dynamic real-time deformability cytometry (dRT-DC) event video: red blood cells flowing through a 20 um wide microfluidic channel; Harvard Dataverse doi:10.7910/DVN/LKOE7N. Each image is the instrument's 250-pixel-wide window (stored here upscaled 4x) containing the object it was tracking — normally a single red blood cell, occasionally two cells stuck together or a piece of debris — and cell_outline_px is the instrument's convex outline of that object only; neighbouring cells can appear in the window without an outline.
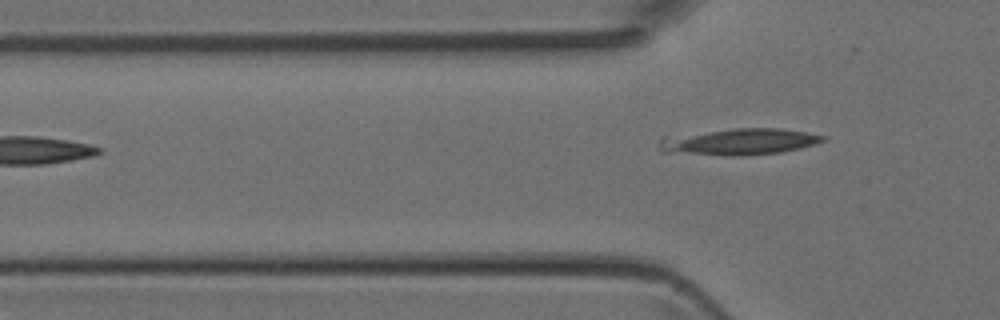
{"species": "Egyptian fruit bat (a non-hibernating species)", "species_latin": "Rousettus aegyptiacus", "temperature_condition": "room temperature", "stored_images_in_passage": 2, "camera_frame_rate_fps": 3000, "um_per_image_px": 0.085, "animal": {"sex": "female"}, "frame": {"image": 1, "passage_image": 2, "time_ms": 0.333, "image_size_px": [1000, 320], "cell_outline_px": [[828, 140], [816, 144], [800, 148], [780, 152], [744, 156], [724, 156], [660, 152], [660, 136], [736, 128], [780, 128], [828, 136]], "centroid_in_image_um": [62.81, 12.05], "position_along_channel_um": 63.0, "area_um2": 25.72}}